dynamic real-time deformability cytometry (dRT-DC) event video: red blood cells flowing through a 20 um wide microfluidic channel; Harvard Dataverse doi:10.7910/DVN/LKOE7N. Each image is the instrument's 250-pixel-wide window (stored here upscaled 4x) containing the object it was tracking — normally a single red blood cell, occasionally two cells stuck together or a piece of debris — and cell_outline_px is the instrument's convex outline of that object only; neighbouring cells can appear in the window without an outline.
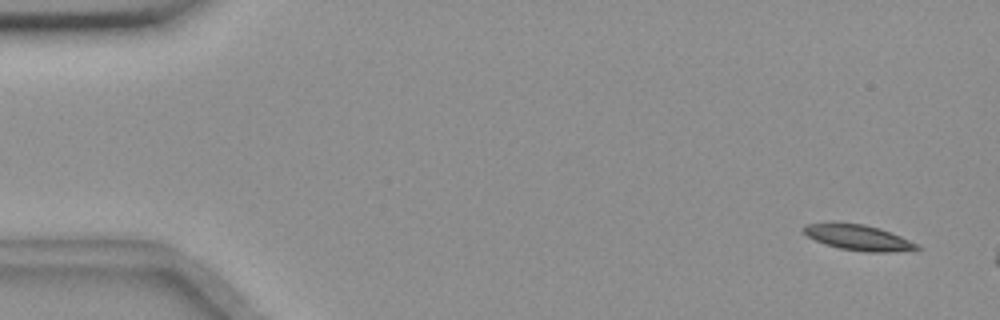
{"species": "common noctule bat (a hibernating species)", "species_latin": "Nyctalus noctula", "temperature_condition": "room temperature", "stored_images_in_passage": 5, "camera_frame_rate_fps": 3000, "um_per_image_px": 0.085, "animal": {"sex": "female", "body_mass_g": 18.4}, "frame": {"image": 1, "passage_image": 1, "time_ms": 0.0, "image_size_px": [1000, 320], "cell_outline_px": [[924, 248], [888, 252], [868, 252], [840, 248], [824, 244], [808, 236], [800, 228], [804, 224], [832, 220], [864, 224], [880, 228], [920, 244]], "centroid_in_image_um": [72.9, 20.14], "position_along_channel_um": 12.1, "area_um2": 17.4}}